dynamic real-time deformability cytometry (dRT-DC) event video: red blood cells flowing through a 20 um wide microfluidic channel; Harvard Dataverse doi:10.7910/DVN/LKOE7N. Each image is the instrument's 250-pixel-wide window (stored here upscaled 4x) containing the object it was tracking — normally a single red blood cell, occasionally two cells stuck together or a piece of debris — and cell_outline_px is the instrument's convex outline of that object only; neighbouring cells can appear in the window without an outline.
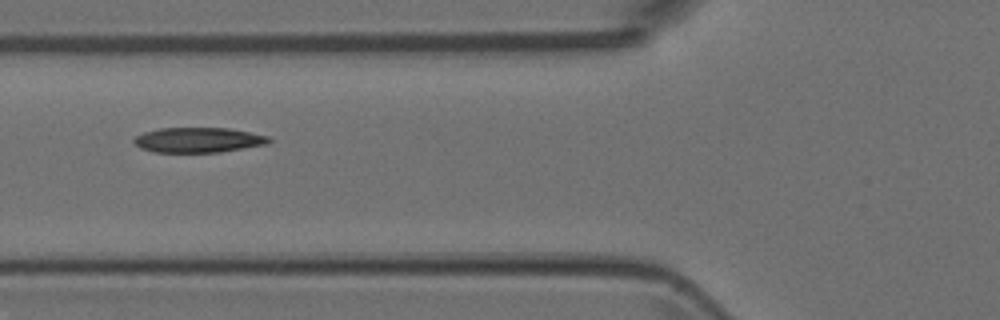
{"species": "Egyptian fruit bat (a non-hibernating species)", "species_latin": "Rousettus aegyptiacus", "temperature_condition": "room temperature", "stored_images_in_passage": 2, "camera_frame_rate_fps": 3000, "um_per_image_px": 0.085, "animal": {"sex": "female"}, "frame": {"image": 1, "passage_image": 2, "time_ms": 0.333, "image_size_px": [1000, 320], "cell_outline_px": [[272, 140], [264, 144], [220, 152], [156, 152], [140, 148], [132, 140], [136, 136], [144, 132], [160, 128], [228, 128], [268, 136]], "centroid_in_image_um": [16.81, 11.89], "position_along_channel_um": 109.0, "area_um2": 19.42}}